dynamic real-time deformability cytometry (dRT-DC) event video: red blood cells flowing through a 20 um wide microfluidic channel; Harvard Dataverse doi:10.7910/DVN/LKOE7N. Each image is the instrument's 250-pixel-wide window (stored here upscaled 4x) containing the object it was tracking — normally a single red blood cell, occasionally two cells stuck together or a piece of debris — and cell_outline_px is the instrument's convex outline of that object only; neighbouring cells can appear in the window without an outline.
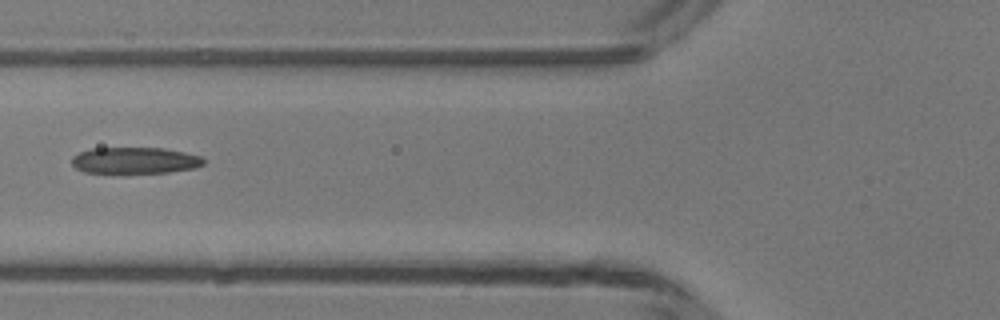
{"species": "common noctule bat (a hibernating species)", "species_latin": "Nyctalus noctula", "temperature_condition": "room temperature", "stored_images_in_passage": 6, "camera_frame_rate_fps": 3000, "um_per_image_px": 0.085, "animal": {"sex": "male", "body_mass_g": 13.3}, "frame": {"image": 1, "passage_image": 5, "time_ms": 5.333, "image_size_px": [1000, 320], "cell_outline_px": [[204, 164], [196, 168], [168, 172], [124, 176], [120, 176], [84, 172], [76, 168], [72, 164], [72, 156], [80, 152], [92, 148], [164, 148], [184, 152], [200, 156], [204, 160]], "centroid_in_image_um": [11.42, 13.69], "position_along_channel_um": 114.4, "area_um2": 21.33}}
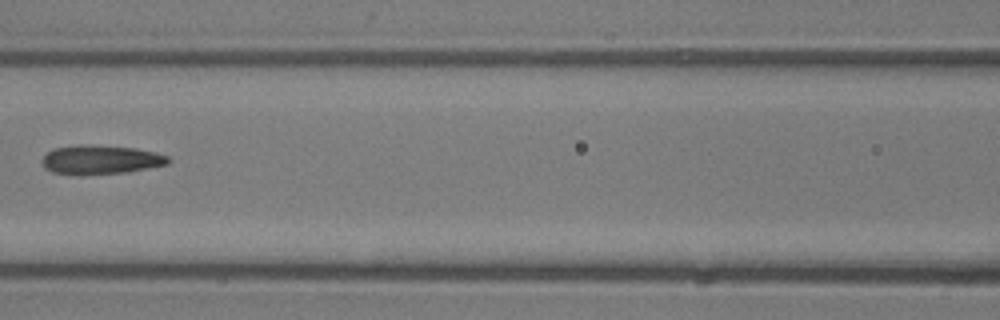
{"frame": {"image": 2, "passage_image": 6, "time_ms": 6.333, "image_size_px": [1000, 320], "cell_outline_px": [[172, 160], [168, 164], [128, 172], [52, 172], [44, 168], [40, 160], [48, 152], [56, 148], [136, 148], [156, 152], [168, 156]], "centroid_in_image_um": [8.67, 13.59], "position_along_channel_um": 157.9, "area_um2": 19.42}}